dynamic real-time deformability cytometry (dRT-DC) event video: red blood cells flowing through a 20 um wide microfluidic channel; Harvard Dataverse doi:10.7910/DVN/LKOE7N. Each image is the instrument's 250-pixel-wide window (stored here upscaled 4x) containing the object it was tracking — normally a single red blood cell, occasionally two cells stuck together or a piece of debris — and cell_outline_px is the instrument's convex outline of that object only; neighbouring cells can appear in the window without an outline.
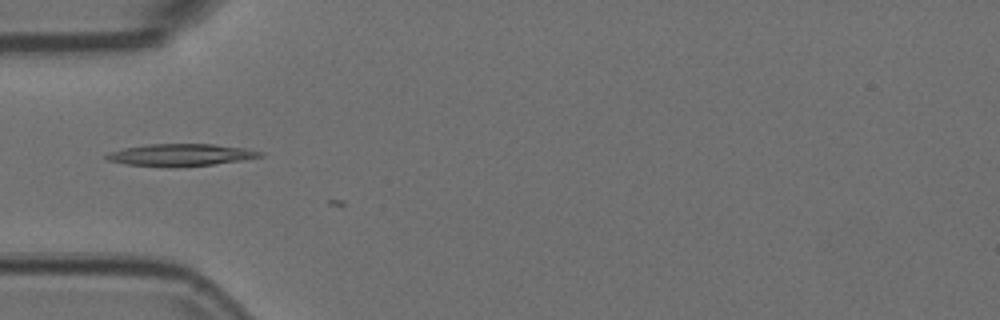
{"species": "Egyptian fruit bat (a non-hibernating species)", "species_latin": "Rousettus aegyptiacus", "temperature_condition": "room temperature", "stored_images_in_passage": 4, "camera_frame_rate_fps": 3000, "um_per_image_px": 0.085, "animal": {"sex": "female"}, "frame": {"image": 1, "passage_image": 2, "time_ms": 0.333, "image_size_px": [1000, 320], "cell_outline_px": [[264, 156], [240, 160], [212, 164], [176, 168], [128, 164], [108, 160], [104, 156], [108, 152], [124, 148], [148, 144], [216, 144], [244, 148], [264, 152]], "centroid_in_image_um": [15.36, 13.17], "position_along_channel_um": 69.6, "area_um2": 19.83}}